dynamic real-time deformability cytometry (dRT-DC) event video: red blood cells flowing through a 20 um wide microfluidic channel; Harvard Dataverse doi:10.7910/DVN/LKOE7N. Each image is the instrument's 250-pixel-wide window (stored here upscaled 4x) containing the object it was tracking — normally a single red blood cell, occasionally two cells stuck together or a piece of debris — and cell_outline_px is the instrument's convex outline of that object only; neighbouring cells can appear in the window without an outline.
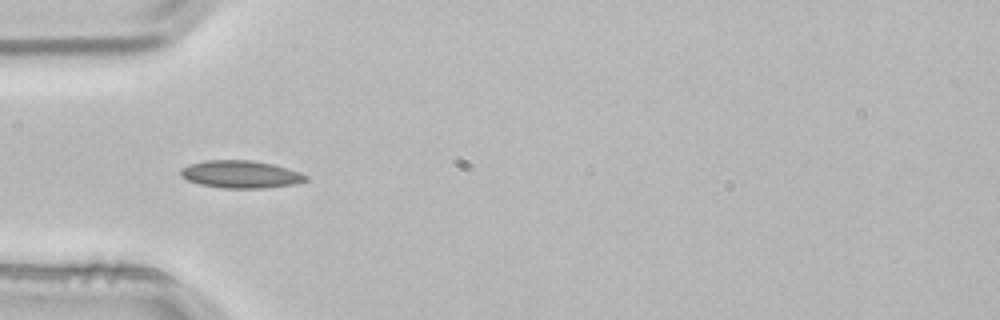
{"species": "common noctule bat (a hibernating species)", "species_latin": "Nyctalus noctula", "temperature_condition": "room temperature", "stored_images_in_passage": 3, "camera_frame_rate_fps": 3000, "um_per_image_px": 0.085, "animal": {"sex": "male", "body_mass_g": 21.5, "forearm_length_mm": 52.0}, "frame": {"image": 1, "passage_image": 3, "time_ms": 0.667, "image_size_px": [1000, 320], "cell_outline_px": [[308, 180], [296, 184], [264, 188], [224, 188], [200, 184], [188, 180], [180, 176], [180, 168], [204, 160], [252, 160], [272, 164], [288, 168], [300, 172], [308, 176]], "centroid_in_image_um": [20.48, 14.81], "position_along_channel_um": 64.5, "area_um2": 20.11}}